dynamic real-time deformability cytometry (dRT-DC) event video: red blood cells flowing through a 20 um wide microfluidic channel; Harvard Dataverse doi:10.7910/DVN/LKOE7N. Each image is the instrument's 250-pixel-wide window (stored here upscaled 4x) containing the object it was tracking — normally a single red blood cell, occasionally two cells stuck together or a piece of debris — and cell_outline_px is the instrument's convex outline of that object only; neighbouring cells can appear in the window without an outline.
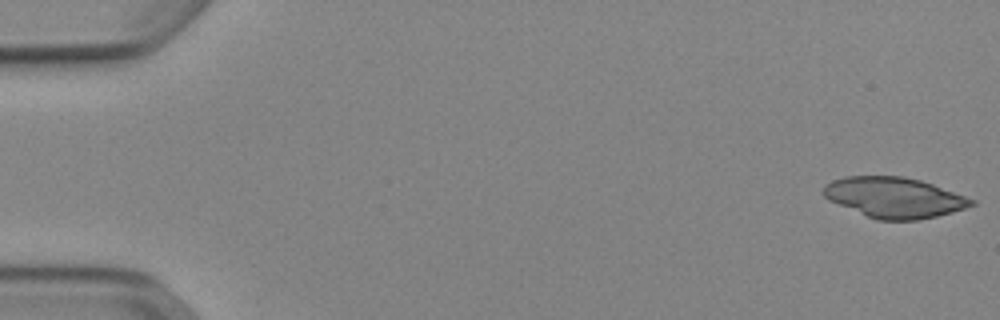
{"species": "Egyptian fruit bat (a non-hibernating species)", "species_latin": "Rousettus aegyptiacus", "temperature_condition": "cold", "stored_images_in_passage": 51, "segment_of_instrument_passage": [1, 2], "camera_frame_rate_fps": 3000, "um_per_image_px": 0.085, "animal": {"sex": "female"}, "frame": {"image": 1, "passage_image": 1, "time_ms": 0.0, "image_size_px": [1000, 320], "cell_outline_px": [[976, 204], [952, 212], [936, 216], [916, 220], [876, 220], [828, 200], [824, 196], [824, 184], [832, 180], [844, 176], [904, 176], [920, 180], [932, 184], [976, 200]], "centroid_in_image_um": [75.99, 16.78], "position_along_channel_um": 9.0, "area_um2": 34.8}}